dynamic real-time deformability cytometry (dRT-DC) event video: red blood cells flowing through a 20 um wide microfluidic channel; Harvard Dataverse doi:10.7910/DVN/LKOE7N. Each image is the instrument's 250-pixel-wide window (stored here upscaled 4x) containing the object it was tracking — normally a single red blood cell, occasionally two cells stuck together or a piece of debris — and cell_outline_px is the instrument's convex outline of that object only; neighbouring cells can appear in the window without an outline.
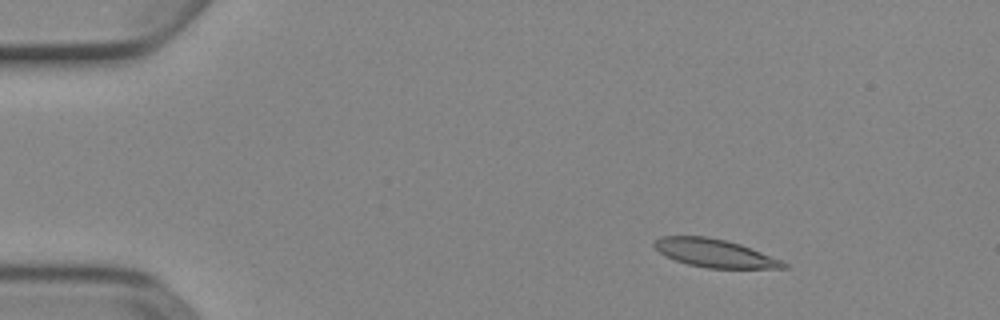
{"species": "Egyptian fruit bat (a non-hibernating species)", "species_latin": "Rousettus aegyptiacus", "temperature_condition": "cold", "stored_images_in_passage": 6, "camera_frame_rate_fps": 3000, "um_per_image_px": 0.085, "animal": {"sex": "female"}, "frame": {"image": 1, "passage_image": 3, "time_ms": 0.667, "image_size_px": [1000, 320], "cell_outline_px": [[788, 268], [708, 268], [688, 264], [664, 256], [652, 244], [660, 236], [708, 236], [740, 244], [784, 260], [788, 264]], "centroid_in_image_um": [60.77, 21.52], "position_along_channel_um": 24.2, "area_um2": 21.21}}
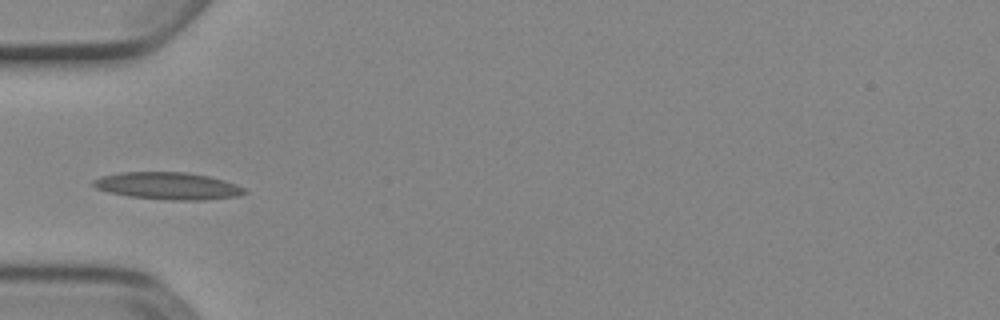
{"frame": {"image": 2, "passage_image": 6, "time_ms": 1.667, "image_size_px": [1000, 320], "cell_outline_px": [[248, 192], [240, 196], [204, 200], [168, 200], [128, 196], [108, 192], [96, 188], [92, 184], [92, 180], [100, 176], [120, 172], [184, 172], [208, 176], [224, 180], [236, 184], [244, 188]], "centroid_in_image_um": [14.27, 15.8], "position_along_channel_um": 70.7, "area_um2": 24.1}}